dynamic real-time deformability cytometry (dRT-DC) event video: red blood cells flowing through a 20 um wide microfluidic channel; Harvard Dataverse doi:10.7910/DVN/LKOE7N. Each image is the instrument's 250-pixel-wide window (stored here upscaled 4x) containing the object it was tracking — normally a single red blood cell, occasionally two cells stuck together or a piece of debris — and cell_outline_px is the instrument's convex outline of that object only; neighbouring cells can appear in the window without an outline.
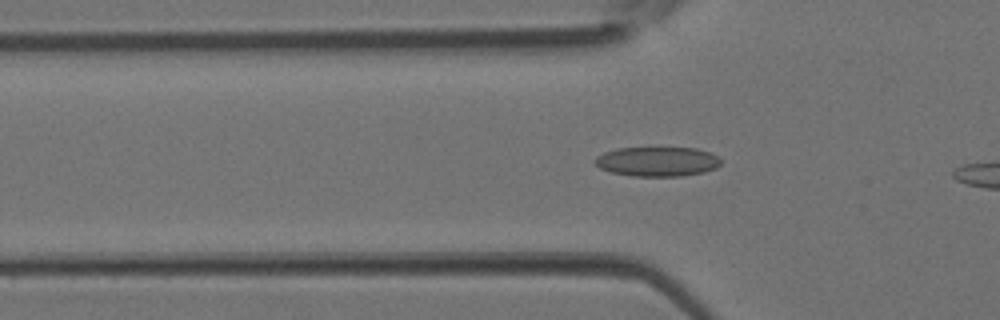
{"species": "Egyptian fruit bat (a non-hibernating species)", "species_latin": "Rousettus aegyptiacus", "temperature_condition": "room temperature", "stored_images_in_passage": 2, "camera_frame_rate_fps": 3000, "um_per_image_px": 0.085, "animal": {"sex": "female"}, "frame": {"image": 1, "passage_image": 2, "time_ms": 0.333, "image_size_px": [1000, 320], "cell_outline_px": [[720, 164], [716, 168], [704, 172], [680, 176], [632, 176], [612, 172], [600, 168], [592, 160], [596, 156], [604, 152], [616, 148], [696, 148], [712, 152], [720, 160]], "centroid_in_image_um": [55.86, 13.73], "position_along_channel_um": 69.9, "area_um2": 21.73}}